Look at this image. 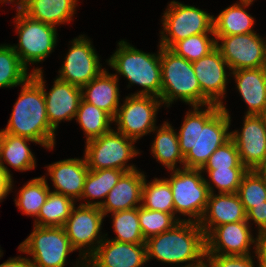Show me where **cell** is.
Masks as SVG:
<instances>
[{
  "mask_svg": "<svg viewBox=\"0 0 266 267\" xmlns=\"http://www.w3.org/2000/svg\"><path fill=\"white\" fill-rule=\"evenodd\" d=\"M142 186L141 206L149 210L170 213L175 217L173 193L167 178H155Z\"/></svg>",
  "mask_w": 266,
  "mask_h": 267,
  "instance_id": "d6a6232c",
  "label": "cell"
},
{
  "mask_svg": "<svg viewBox=\"0 0 266 267\" xmlns=\"http://www.w3.org/2000/svg\"><path fill=\"white\" fill-rule=\"evenodd\" d=\"M75 120L83 130L86 142L100 137L113 128L111 127L113 118L83 98L79 103Z\"/></svg>",
  "mask_w": 266,
  "mask_h": 267,
  "instance_id": "f546056e",
  "label": "cell"
},
{
  "mask_svg": "<svg viewBox=\"0 0 266 267\" xmlns=\"http://www.w3.org/2000/svg\"><path fill=\"white\" fill-rule=\"evenodd\" d=\"M29 142L37 144V142L25 137L0 133V167L4 175L10 180L13 179V175L9 168L4 165L6 163L14 171L26 172L36 168V158L28 146Z\"/></svg>",
  "mask_w": 266,
  "mask_h": 267,
  "instance_id": "603a6c76",
  "label": "cell"
},
{
  "mask_svg": "<svg viewBox=\"0 0 266 267\" xmlns=\"http://www.w3.org/2000/svg\"><path fill=\"white\" fill-rule=\"evenodd\" d=\"M50 191L45 175L33 178L17 192L18 196L14 199L15 206L22 211V214L36 218Z\"/></svg>",
  "mask_w": 266,
  "mask_h": 267,
  "instance_id": "4dcf8cb0",
  "label": "cell"
},
{
  "mask_svg": "<svg viewBox=\"0 0 266 267\" xmlns=\"http://www.w3.org/2000/svg\"><path fill=\"white\" fill-rule=\"evenodd\" d=\"M161 97L166 108L182 101L189 106H201V87L196 78L192 62L177 55L170 48L160 46Z\"/></svg>",
  "mask_w": 266,
  "mask_h": 267,
  "instance_id": "5b68a950",
  "label": "cell"
},
{
  "mask_svg": "<svg viewBox=\"0 0 266 267\" xmlns=\"http://www.w3.org/2000/svg\"><path fill=\"white\" fill-rule=\"evenodd\" d=\"M241 130H232L231 139L238 149L241 163L257 169L266 159V125L259 115L244 114Z\"/></svg>",
  "mask_w": 266,
  "mask_h": 267,
  "instance_id": "ac0fdd59",
  "label": "cell"
},
{
  "mask_svg": "<svg viewBox=\"0 0 266 267\" xmlns=\"http://www.w3.org/2000/svg\"><path fill=\"white\" fill-rule=\"evenodd\" d=\"M225 105L191 106L186 112L177 132L184 168L202 169L211 154L231 139V116Z\"/></svg>",
  "mask_w": 266,
  "mask_h": 267,
  "instance_id": "6da1fadb",
  "label": "cell"
},
{
  "mask_svg": "<svg viewBox=\"0 0 266 267\" xmlns=\"http://www.w3.org/2000/svg\"><path fill=\"white\" fill-rule=\"evenodd\" d=\"M236 89L247 105V115H258L266 106V81L262 67L231 72Z\"/></svg>",
  "mask_w": 266,
  "mask_h": 267,
  "instance_id": "484cf974",
  "label": "cell"
},
{
  "mask_svg": "<svg viewBox=\"0 0 266 267\" xmlns=\"http://www.w3.org/2000/svg\"><path fill=\"white\" fill-rule=\"evenodd\" d=\"M20 243L18 251L27 254L34 267H64L72 247L63 227H39Z\"/></svg>",
  "mask_w": 266,
  "mask_h": 267,
  "instance_id": "8fae6325",
  "label": "cell"
},
{
  "mask_svg": "<svg viewBox=\"0 0 266 267\" xmlns=\"http://www.w3.org/2000/svg\"><path fill=\"white\" fill-rule=\"evenodd\" d=\"M146 263V244L119 242L105 237L86 260V267H143Z\"/></svg>",
  "mask_w": 266,
  "mask_h": 267,
  "instance_id": "d6986e66",
  "label": "cell"
},
{
  "mask_svg": "<svg viewBox=\"0 0 266 267\" xmlns=\"http://www.w3.org/2000/svg\"><path fill=\"white\" fill-rule=\"evenodd\" d=\"M237 195L247 213L255 205L266 201V181L257 170H248L238 187Z\"/></svg>",
  "mask_w": 266,
  "mask_h": 267,
  "instance_id": "d590c367",
  "label": "cell"
},
{
  "mask_svg": "<svg viewBox=\"0 0 266 267\" xmlns=\"http://www.w3.org/2000/svg\"><path fill=\"white\" fill-rule=\"evenodd\" d=\"M216 47L230 71L262 67L266 58V38L256 32L215 36Z\"/></svg>",
  "mask_w": 266,
  "mask_h": 267,
  "instance_id": "9a60e30c",
  "label": "cell"
},
{
  "mask_svg": "<svg viewBox=\"0 0 266 267\" xmlns=\"http://www.w3.org/2000/svg\"><path fill=\"white\" fill-rule=\"evenodd\" d=\"M76 202L60 193L50 191L46 202L42 205L34 224L39 227H63Z\"/></svg>",
  "mask_w": 266,
  "mask_h": 267,
  "instance_id": "1f68e13d",
  "label": "cell"
},
{
  "mask_svg": "<svg viewBox=\"0 0 266 267\" xmlns=\"http://www.w3.org/2000/svg\"><path fill=\"white\" fill-rule=\"evenodd\" d=\"M162 15L159 45L172 48L178 41L197 34H214L213 17L199 7L172 0Z\"/></svg>",
  "mask_w": 266,
  "mask_h": 267,
  "instance_id": "52a82bcc",
  "label": "cell"
},
{
  "mask_svg": "<svg viewBox=\"0 0 266 267\" xmlns=\"http://www.w3.org/2000/svg\"><path fill=\"white\" fill-rule=\"evenodd\" d=\"M215 47V34H197L178 41L171 50L189 62H194L207 55Z\"/></svg>",
  "mask_w": 266,
  "mask_h": 267,
  "instance_id": "74e56055",
  "label": "cell"
},
{
  "mask_svg": "<svg viewBox=\"0 0 266 267\" xmlns=\"http://www.w3.org/2000/svg\"><path fill=\"white\" fill-rule=\"evenodd\" d=\"M181 267H212L207 255L201 258L198 262L188 264V265H181Z\"/></svg>",
  "mask_w": 266,
  "mask_h": 267,
  "instance_id": "bcb514c9",
  "label": "cell"
},
{
  "mask_svg": "<svg viewBox=\"0 0 266 267\" xmlns=\"http://www.w3.org/2000/svg\"><path fill=\"white\" fill-rule=\"evenodd\" d=\"M6 128L0 133L25 137L45 149L53 150L56 133L47 117L46 102L42 87L30 77L21 86Z\"/></svg>",
  "mask_w": 266,
  "mask_h": 267,
  "instance_id": "7a4b0ae2",
  "label": "cell"
},
{
  "mask_svg": "<svg viewBox=\"0 0 266 267\" xmlns=\"http://www.w3.org/2000/svg\"><path fill=\"white\" fill-rule=\"evenodd\" d=\"M210 193H237L247 168L201 169Z\"/></svg>",
  "mask_w": 266,
  "mask_h": 267,
  "instance_id": "8d00e7d4",
  "label": "cell"
},
{
  "mask_svg": "<svg viewBox=\"0 0 266 267\" xmlns=\"http://www.w3.org/2000/svg\"><path fill=\"white\" fill-rule=\"evenodd\" d=\"M117 49L106 60L107 65L116 72L119 79L124 76L129 82L127 88L138 85L142 89L132 95H149L161 97V60L160 45L157 53H147L137 49L125 39L117 43Z\"/></svg>",
  "mask_w": 266,
  "mask_h": 267,
  "instance_id": "277c9868",
  "label": "cell"
},
{
  "mask_svg": "<svg viewBox=\"0 0 266 267\" xmlns=\"http://www.w3.org/2000/svg\"><path fill=\"white\" fill-rule=\"evenodd\" d=\"M21 2V0H0V4H11L13 5V3L16 4V6Z\"/></svg>",
  "mask_w": 266,
  "mask_h": 267,
  "instance_id": "c3c4849f",
  "label": "cell"
},
{
  "mask_svg": "<svg viewBox=\"0 0 266 267\" xmlns=\"http://www.w3.org/2000/svg\"><path fill=\"white\" fill-rule=\"evenodd\" d=\"M10 44L0 45V88L21 86L32 75ZM29 71V72H28Z\"/></svg>",
  "mask_w": 266,
  "mask_h": 267,
  "instance_id": "836d02e7",
  "label": "cell"
},
{
  "mask_svg": "<svg viewBox=\"0 0 266 267\" xmlns=\"http://www.w3.org/2000/svg\"><path fill=\"white\" fill-rule=\"evenodd\" d=\"M145 244L147 263L156 259L181 267L184 263L186 266L198 262L206 255L205 235L196 222L179 221L171 229L148 238Z\"/></svg>",
  "mask_w": 266,
  "mask_h": 267,
  "instance_id": "3957f363",
  "label": "cell"
},
{
  "mask_svg": "<svg viewBox=\"0 0 266 267\" xmlns=\"http://www.w3.org/2000/svg\"><path fill=\"white\" fill-rule=\"evenodd\" d=\"M0 267H34L31 260L27 257L16 256L9 258L0 264Z\"/></svg>",
  "mask_w": 266,
  "mask_h": 267,
  "instance_id": "f6af8a7d",
  "label": "cell"
},
{
  "mask_svg": "<svg viewBox=\"0 0 266 267\" xmlns=\"http://www.w3.org/2000/svg\"><path fill=\"white\" fill-rule=\"evenodd\" d=\"M14 17L18 43L13 49L21 62L28 68L29 65L44 62L54 52L57 45V28L37 21L26 15L18 6Z\"/></svg>",
  "mask_w": 266,
  "mask_h": 267,
  "instance_id": "9c48e42d",
  "label": "cell"
},
{
  "mask_svg": "<svg viewBox=\"0 0 266 267\" xmlns=\"http://www.w3.org/2000/svg\"><path fill=\"white\" fill-rule=\"evenodd\" d=\"M192 66L201 87V106H222L231 72L219 49L215 47L204 57L192 62Z\"/></svg>",
  "mask_w": 266,
  "mask_h": 267,
  "instance_id": "2e32d148",
  "label": "cell"
},
{
  "mask_svg": "<svg viewBox=\"0 0 266 267\" xmlns=\"http://www.w3.org/2000/svg\"><path fill=\"white\" fill-rule=\"evenodd\" d=\"M251 227L252 225L247 220L215 227L205 237L206 254L250 255L256 253L257 235L254 237Z\"/></svg>",
  "mask_w": 266,
  "mask_h": 267,
  "instance_id": "e0dca14e",
  "label": "cell"
},
{
  "mask_svg": "<svg viewBox=\"0 0 266 267\" xmlns=\"http://www.w3.org/2000/svg\"><path fill=\"white\" fill-rule=\"evenodd\" d=\"M239 1H252V2H254L255 0H239Z\"/></svg>",
  "mask_w": 266,
  "mask_h": 267,
  "instance_id": "f5cc1de1",
  "label": "cell"
},
{
  "mask_svg": "<svg viewBox=\"0 0 266 267\" xmlns=\"http://www.w3.org/2000/svg\"><path fill=\"white\" fill-rule=\"evenodd\" d=\"M258 115L261 117L263 123L266 125V106Z\"/></svg>",
  "mask_w": 266,
  "mask_h": 267,
  "instance_id": "681fc988",
  "label": "cell"
},
{
  "mask_svg": "<svg viewBox=\"0 0 266 267\" xmlns=\"http://www.w3.org/2000/svg\"><path fill=\"white\" fill-rule=\"evenodd\" d=\"M169 172L170 178L167 179L173 193L175 218L178 221L199 223L210 195L201 169L182 168ZM178 214L184 216V219Z\"/></svg>",
  "mask_w": 266,
  "mask_h": 267,
  "instance_id": "8992f818",
  "label": "cell"
},
{
  "mask_svg": "<svg viewBox=\"0 0 266 267\" xmlns=\"http://www.w3.org/2000/svg\"><path fill=\"white\" fill-rule=\"evenodd\" d=\"M122 101L113 119L116 131L138 141L157 127V114L163 106L160 98L129 94Z\"/></svg>",
  "mask_w": 266,
  "mask_h": 267,
  "instance_id": "7c38bea8",
  "label": "cell"
},
{
  "mask_svg": "<svg viewBox=\"0 0 266 267\" xmlns=\"http://www.w3.org/2000/svg\"><path fill=\"white\" fill-rule=\"evenodd\" d=\"M104 218L99 207L79 204L72 209L63 228L72 247L79 250V259L73 267H86V260L108 235L101 231Z\"/></svg>",
  "mask_w": 266,
  "mask_h": 267,
  "instance_id": "30bf717a",
  "label": "cell"
},
{
  "mask_svg": "<svg viewBox=\"0 0 266 267\" xmlns=\"http://www.w3.org/2000/svg\"><path fill=\"white\" fill-rule=\"evenodd\" d=\"M119 80L108 69H104L95 79L84 85L82 98L97 108L107 112L113 119L120 106Z\"/></svg>",
  "mask_w": 266,
  "mask_h": 267,
  "instance_id": "cb8c5ba5",
  "label": "cell"
},
{
  "mask_svg": "<svg viewBox=\"0 0 266 267\" xmlns=\"http://www.w3.org/2000/svg\"><path fill=\"white\" fill-rule=\"evenodd\" d=\"M31 72V77L42 87L50 126L56 131L62 121L68 122L75 119L82 99L81 87L56 77L50 91H46V80L43 77L42 67H35Z\"/></svg>",
  "mask_w": 266,
  "mask_h": 267,
  "instance_id": "5bb4252c",
  "label": "cell"
},
{
  "mask_svg": "<svg viewBox=\"0 0 266 267\" xmlns=\"http://www.w3.org/2000/svg\"><path fill=\"white\" fill-rule=\"evenodd\" d=\"M256 255L259 266L266 267V232L257 235Z\"/></svg>",
  "mask_w": 266,
  "mask_h": 267,
  "instance_id": "7bdbcfd3",
  "label": "cell"
},
{
  "mask_svg": "<svg viewBox=\"0 0 266 267\" xmlns=\"http://www.w3.org/2000/svg\"><path fill=\"white\" fill-rule=\"evenodd\" d=\"M152 132L155 133L151 146L153 158L169 171L184 168V156L180 152L177 130L168 121H164Z\"/></svg>",
  "mask_w": 266,
  "mask_h": 267,
  "instance_id": "83f0119b",
  "label": "cell"
},
{
  "mask_svg": "<svg viewBox=\"0 0 266 267\" xmlns=\"http://www.w3.org/2000/svg\"><path fill=\"white\" fill-rule=\"evenodd\" d=\"M2 256H3V250L0 247V257H2Z\"/></svg>",
  "mask_w": 266,
  "mask_h": 267,
  "instance_id": "816d5d0a",
  "label": "cell"
},
{
  "mask_svg": "<svg viewBox=\"0 0 266 267\" xmlns=\"http://www.w3.org/2000/svg\"><path fill=\"white\" fill-rule=\"evenodd\" d=\"M206 255L208 256L212 267H255L254 258L257 259L256 253H254V255ZM257 265L260 267L259 262Z\"/></svg>",
  "mask_w": 266,
  "mask_h": 267,
  "instance_id": "60d3db41",
  "label": "cell"
},
{
  "mask_svg": "<svg viewBox=\"0 0 266 267\" xmlns=\"http://www.w3.org/2000/svg\"><path fill=\"white\" fill-rule=\"evenodd\" d=\"M246 168L232 139L217 148L202 169Z\"/></svg>",
  "mask_w": 266,
  "mask_h": 267,
  "instance_id": "ab89813d",
  "label": "cell"
},
{
  "mask_svg": "<svg viewBox=\"0 0 266 267\" xmlns=\"http://www.w3.org/2000/svg\"><path fill=\"white\" fill-rule=\"evenodd\" d=\"M13 182V179L10 180L4 175L3 170L0 167V203L8 196L10 192H13Z\"/></svg>",
  "mask_w": 266,
  "mask_h": 267,
  "instance_id": "ee69618b",
  "label": "cell"
},
{
  "mask_svg": "<svg viewBox=\"0 0 266 267\" xmlns=\"http://www.w3.org/2000/svg\"><path fill=\"white\" fill-rule=\"evenodd\" d=\"M262 69H263L264 76H265V81H266V58H265L264 63L262 65Z\"/></svg>",
  "mask_w": 266,
  "mask_h": 267,
  "instance_id": "f907efd6",
  "label": "cell"
},
{
  "mask_svg": "<svg viewBox=\"0 0 266 267\" xmlns=\"http://www.w3.org/2000/svg\"><path fill=\"white\" fill-rule=\"evenodd\" d=\"M138 217L145 240L171 229L179 221L170 213L138 207Z\"/></svg>",
  "mask_w": 266,
  "mask_h": 267,
  "instance_id": "f35d334b",
  "label": "cell"
},
{
  "mask_svg": "<svg viewBox=\"0 0 266 267\" xmlns=\"http://www.w3.org/2000/svg\"><path fill=\"white\" fill-rule=\"evenodd\" d=\"M17 6L30 18L57 28L72 21L78 0H21Z\"/></svg>",
  "mask_w": 266,
  "mask_h": 267,
  "instance_id": "d4e9b609",
  "label": "cell"
},
{
  "mask_svg": "<svg viewBox=\"0 0 266 267\" xmlns=\"http://www.w3.org/2000/svg\"><path fill=\"white\" fill-rule=\"evenodd\" d=\"M110 214L112 216L113 231L116 234L111 240L135 244L146 243L140 228L138 207Z\"/></svg>",
  "mask_w": 266,
  "mask_h": 267,
  "instance_id": "e575fe53",
  "label": "cell"
},
{
  "mask_svg": "<svg viewBox=\"0 0 266 267\" xmlns=\"http://www.w3.org/2000/svg\"><path fill=\"white\" fill-rule=\"evenodd\" d=\"M247 221L249 224L256 225L257 233L260 234L266 232V201L264 204L255 205L246 213ZM253 222V223H250Z\"/></svg>",
  "mask_w": 266,
  "mask_h": 267,
  "instance_id": "b9f144b4",
  "label": "cell"
},
{
  "mask_svg": "<svg viewBox=\"0 0 266 267\" xmlns=\"http://www.w3.org/2000/svg\"><path fill=\"white\" fill-rule=\"evenodd\" d=\"M136 142L114 129L85 142L83 154L89 170L119 169L130 172L139 169L134 164H127L140 154Z\"/></svg>",
  "mask_w": 266,
  "mask_h": 267,
  "instance_id": "ba28073f",
  "label": "cell"
},
{
  "mask_svg": "<svg viewBox=\"0 0 266 267\" xmlns=\"http://www.w3.org/2000/svg\"><path fill=\"white\" fill-rule=\"evenodd\" d=\"M266 181V159L265 161L256 169Z\"/></svg>",
  "mask_w": 266,
  "mask_h": 267,
  "instance_id": "7dc6e473",
  "label": "cell"
},
{
  "mask_svg": "<svg viewBox=\"0 0 266 267\" xmlns=\"http://www.w3.org/2000/svg\"><path fill=\"white\" fill-rule=\"evenodd\" d=\"M245 220L246 211L237 193H210L199 225L206 237L219 225Z\"/></svg>",
  "mask_w": 266,
  "mask_h": 267,
  "instance_id": "44dd1931",
  "label": "cell"
},
{
  "mask_svg": "<svg viewBox=\"0 0 266 267\" xmlns=\"http://www.w3.org/2000/svg\"><path fill=\"white\" fill-rule=\"evenodd\" d=\"M145 176L144 171L139 169L125 172L109 191L100 207L104 216H108V213L140 207Z\"/></svg>",
  "mask_w": 266,
  "mask_h": 267,
  "instance_id": "7402d4cb",
  "label": "cell"
},
{
  "mask_svg": "<svg viewBox=\"0 0 266 267\" xmlns=\"http://www.w3.org/2000/svg\"><path fill=\"white\" fill-rule=\"evenodd\" d=\"M124 173L125 171L119 169L89 170L80 198V201L84 203L82 202L80 204L100 208L109 191L117 184ZM95 199H97V201Z\"/></svg>",
  "mask_w": 266,
  "mask_h": 267,
  "instance_id": "f1b7e54d",
  "label": "cell"
},
{
  "mask_svg": "<svg viewBox=\"0 0 266 267\" xmlns=\"http://www.w3.org/2000/svg\"><path fill=\"white\" fill-rule=\"evenodd\" d=\"M253 4L252 1H236L231 6L224 8L217 16L213 17V31L215 36H230L248 34L253 30L255 18L247 12Z\"/></svg>",
  "mask_w": 266,
  "mask_h": 267,
  "instance_id": "4316f807",
  "label": "cell"
},
{
  "mask_svg": "<svg viewBox=\"0 0 266 267\" xmlns=\"http://www.w3.org/2000/svg\"><path fill=\"white\" fill-rule=\"evenodd\" d=\"M56 193L79 202L89 172L85 157L59 160L45 166Z\"/></svg>",
  "mask_w": 266,
  "mask_h": 267,
  "instance_id": "ffe728a7",
  "label": "cell"
},
{
  "mask_svg": "<svg viewBox=\"0 0 266 267\" xmlns=\"http://www.w3.org/2000/svg\"><path fill=\"white\" fill-rule=\"evenodd\" d=\"M71 45L63 58V64L58 70V79L83 87L95 79L105 68H102L92 40L85 34L70 41Z\"/></svg>",
  "mask_w": 266,
  "mask_h": 267,
  "instance_id": "4fadbf2b",
  "label": "cell"
}]
</instances>
